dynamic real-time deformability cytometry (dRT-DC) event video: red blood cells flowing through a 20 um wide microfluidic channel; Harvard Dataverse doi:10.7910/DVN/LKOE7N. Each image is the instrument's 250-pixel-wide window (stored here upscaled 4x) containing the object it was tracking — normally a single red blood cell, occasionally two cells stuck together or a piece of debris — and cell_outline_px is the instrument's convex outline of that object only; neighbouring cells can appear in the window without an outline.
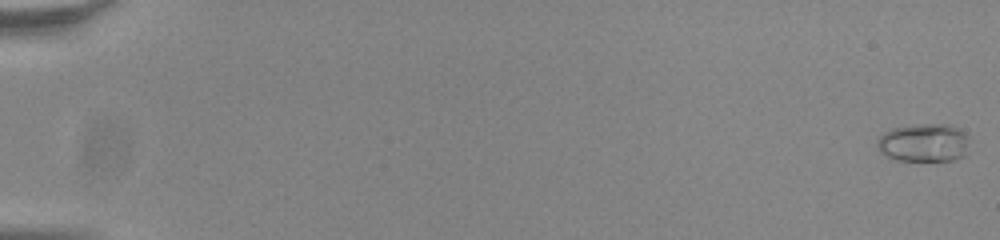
{"species": "common noctule bat (a hibernating species)", "species_latin": "Nyctalus noctula", "temperature_condition": "room temperature", "stored_images_in_passage": 56, "camera_frame_rate_fps": 3000, "um_per_image_px": 0.085, "animal": {"sex": "male", "body_mass_g": 20.0, "forearm_length_mm": 53.3}, "frame": {"image": 1, "passage_image": 1, "time_ms": 0.0, "image_size_px": [1000, 240], "cell_outline_px": [[968, 136], [964, 156], [952, 160], [896, 160], [880, 152], [876, 144], [876, 140], [884, 132], [892, 128], [920, 124], [948, 124], [960, 128]], "centroid_in_image_um": [78.5, 12.12], "position_along_channel_um": 6.5, "area_um2": 20.46}}
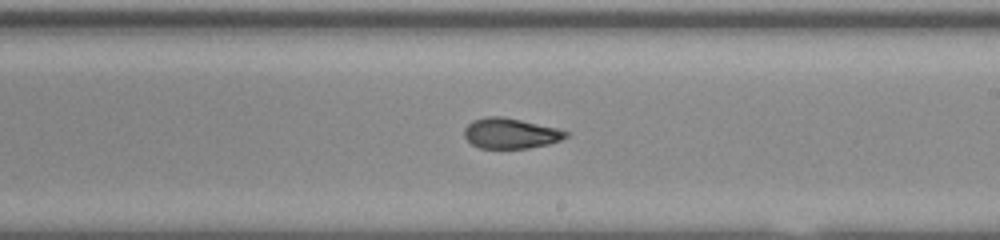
{"frame": {"image": 2, "passage_image": 35, "time_ms": 11.333, "image_size_px": [1000, 240], "cell_outline_px": [[568, 136], [560, 140], [548, 144], [528, 148], [480, 148], [472, 144], [464, 136], [464, 128], [472, 120], [484, 116], [500, 116], [520, 120], [556, 128], [568, 132]], "centroid_in_image_um": [43.36, 11.33], "position_along_channel_um": 245.6, "area_um2": 17.86}}
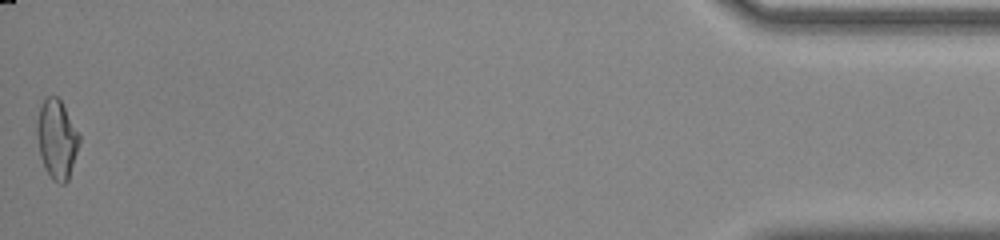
{"frame": {"image": 3, "passage_image": 56, "time_ms": 18.333, "image_size_px": [1000, 240], "cell_outline_px": [[80, 140], [68, 180], [64, 184], [60, 184], [52, 180], [44, 168], [40, 156], [36, 136], [36, 120], [40, 108], [44, 100], [48, 96], [56, 96], [60, 100], [80, 132]], "centroid_in_image_um": [4.82, 11.84], "position_along_channel_um": 430.4, "area_um2": 19.65}, "authors_computed_cell_mechanics": {"area_um2": 18.6694, "velocity_mm_per_s": 3.8364, "shape_relaxation_time_tau1_ms": null, "shape_relaxation_time_tau2_ms": 2.2294, "deformation_change_tau1": null, "deformation_change_tau2": 0.0886}}